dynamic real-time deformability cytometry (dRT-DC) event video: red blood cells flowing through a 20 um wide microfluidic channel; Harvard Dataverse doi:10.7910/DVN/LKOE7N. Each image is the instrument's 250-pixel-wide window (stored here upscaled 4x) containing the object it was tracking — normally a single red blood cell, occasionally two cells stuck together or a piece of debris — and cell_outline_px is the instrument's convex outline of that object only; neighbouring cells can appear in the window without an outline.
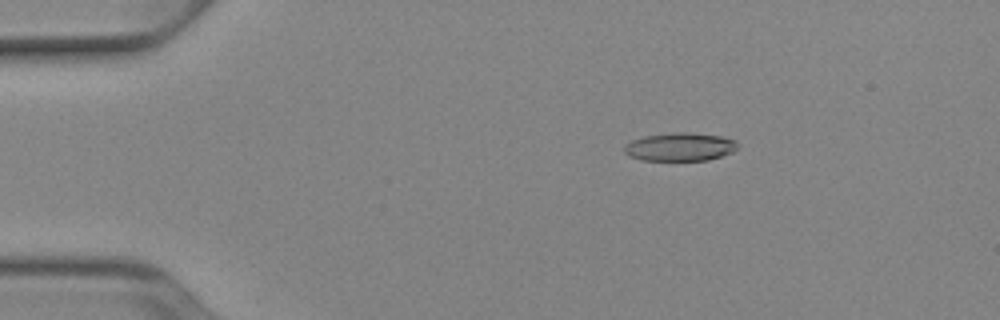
{"species": "Egyptian fruit bat (a non-hibernating species)", "species_latin": "Rousettus aegyptiacus", "temperature_condition": "cold", "stored_images_in_passage": 52, "camera_frame_rate_fps": 3000, "um_per_image_px": 0.085, "animal": {"sex": "female"}, "frame": {"image": 1, "passage_image": 9, "time_ms": 2.667, "image_size_px": [1000, 320], "cell_outline_px": [[736, 148], [732, 152], [708, 160], [640, 160], [628, 156], [624, 152], [624, 144], [632, 140], [644, 136], [672, 132], [688, 132], [720, 136], [736, 140]], "centroid_in_image_um": [57.74, 12.48], "position_along_channel_um": 27.3, "area_um2": 18.67}}
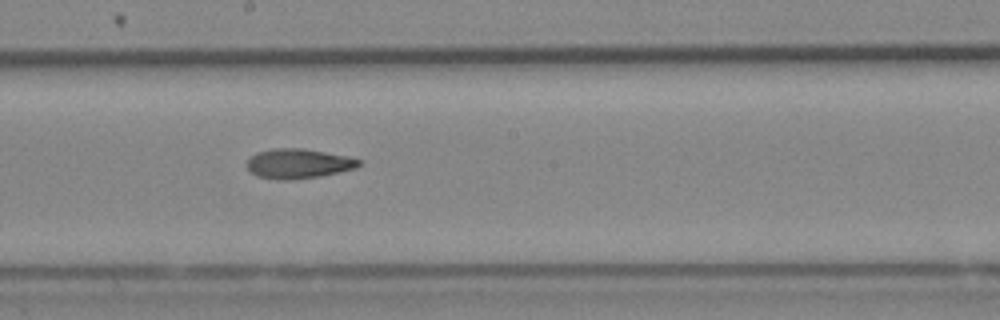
{"frame": {"image": 2, "passage_image": 29, "time_ms": 9.333, "image_size_px": [1000, 320], "cell_outline_px": [[364, 160], [356, 168], [320, 176], [288, 180], [276, 180], [256, 176], [244, 164], [256, 152], [272, 148], [304, 148], [348, 156]], "centroid_in_image_um": [25.35, 13.9], "position_along_channel_um": 222.8, "area_um2": 19.59}}
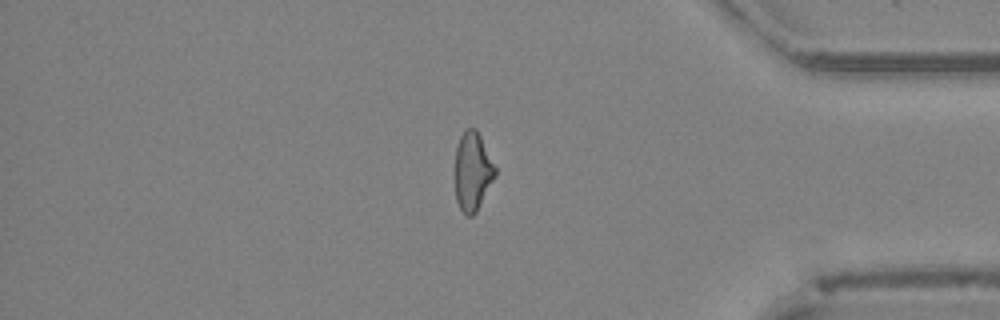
{"frame": {"image": 3, "passage_image": 44, "time_ms": 14.333, "image_size_px": [1000, 320], "cell_outline_px": [[496, 176], [476, 212], [472, 216], [464, 216], [456, 200], [456, 148], [460, 136], [468, 128], [476, 128], [496, 168]], "centroid_in_image_um": [40.18, 14.6], "position_along_channel_um": 395.0, "area_um2": 18.21}, "authors_computed_cell_mechanics": {"area_um2": 19.4208, "velocity_mm_per_s": 3.9305, "shape_relaxation_time_tau1_ms": 7.0859, "shape_relaxation_time_tau2_ms": 3.5865, "deformation_change_tau1": 0.2079, "deformation_change_tau2": 0.1244}}